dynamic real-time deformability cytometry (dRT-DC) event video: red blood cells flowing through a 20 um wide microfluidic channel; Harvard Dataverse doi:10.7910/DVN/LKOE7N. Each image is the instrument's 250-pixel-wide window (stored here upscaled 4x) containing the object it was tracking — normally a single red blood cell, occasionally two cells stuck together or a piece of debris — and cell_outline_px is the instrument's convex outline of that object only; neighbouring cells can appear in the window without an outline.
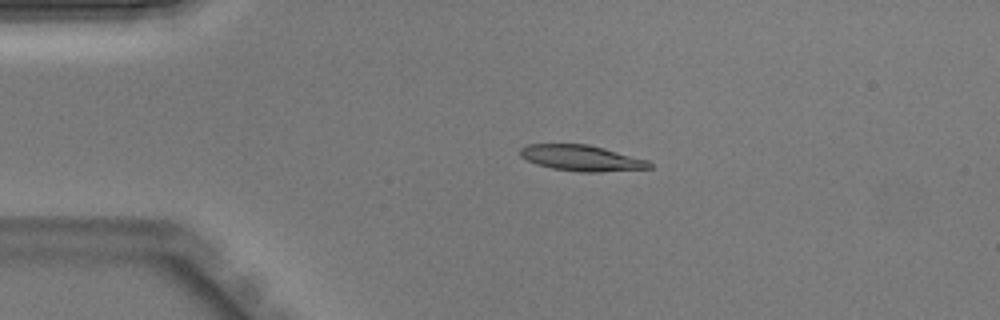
{"species": "Egyptian fruit bat (a non-hibernating species)", "species_latin": "Rousettus aegyptiacus", "temperature_condition": "warm", "stored_images_in_passage": 35, "camera_frame_rate_fps": 3000, "um_per_image_px": 0.085, "animal": {"sex": "male"}, "frame": {"image": 1, "passage_image": 1, "time_ms": 0.0, "image_size_px": [1000, 320], "cell_outline_px": [[652, 168], [600, 172], [580, 172], [552, 168], [536, 164], [520, 156], [520, 148], [528, 144], [588, 144], [604, 148], [648, 160], [652, 164]], "centroid_in_image_um": [49.44, 13.43], "position_along_channel_um": 35.6, "area_um2": 19.42}}
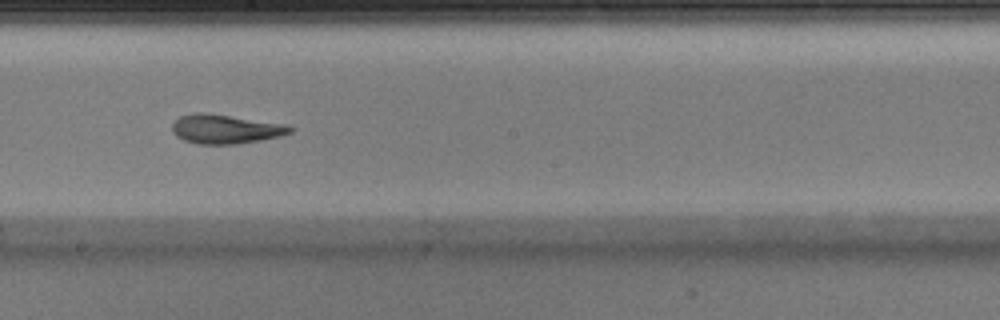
{"frame": {"image": 2, "passage_image": 16, "time_ms": 5.0, "image_size_px": [1000, 320], "cell_outline_px": [[296, 128], [292, 132], [280, 136], [260, 140], [232, 144], [196, 144], [184, 140], [176, 136], [172, 132], [172, 124], [180, 116], [196, 112], [208, 112], [288, 124]], "centroid_in_image_um": [19.19, 10.95], "position_along_channel_um": 229.0, "area_um2": 20.35}}
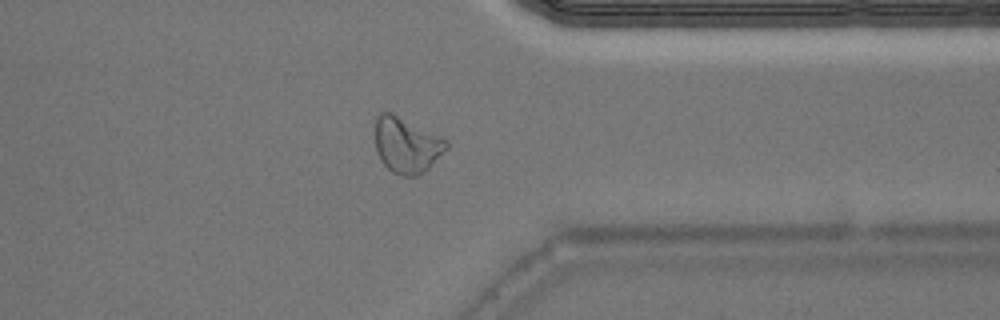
{"frame": {"image": 3, "passage_image": 26, "time_ms": 8.333, "image_size_px": [1000, 320], "cell_outline_px": [[448, 148], [428, 168], [416, 176], [404, 176], [392, 172], [380, 160], [376, 152], [376, 116], [380, 112], [392, 112], [448, 140]], "centroid_in_image_um": [34.55, 12.32], "position_along_channel_um": 376.8, "area_um2": 23.0}}